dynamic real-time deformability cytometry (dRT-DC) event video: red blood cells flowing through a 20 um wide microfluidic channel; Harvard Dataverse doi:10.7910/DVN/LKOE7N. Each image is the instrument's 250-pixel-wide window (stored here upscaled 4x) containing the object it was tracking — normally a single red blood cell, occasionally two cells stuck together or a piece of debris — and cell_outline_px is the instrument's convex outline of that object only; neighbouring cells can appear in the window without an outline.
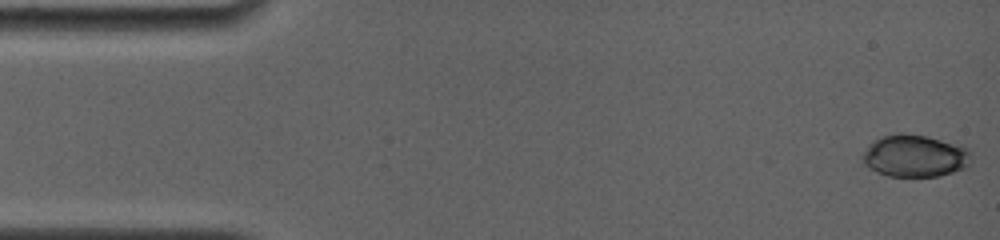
{"species": "common noctule bat (a hibernating species)", "species_latin": "Nyctalus noctula", "temperature_condition": "room temperature", "stored_images_in_passage": 52, "camera_frame_rate_fps": 4000, "um_per_image_px": 0.085, "animal": {"sex": "female", "body_mass_g": 19.0, "forearm_length_mm": 56.7}, "frame": {"image": 1, "passage_image": 1, "time_ms": 0.0, "image_size_px": [1000, 240], "cell_outline_px": [[972, 160], [968, 168], [940, 176], [888, 176], [876, 172], [868, 168], [864, 164], [860, 156], [872, 140], [880, 136], [896, 132], [928, 136], [968, 148], [972, 152]], "centroid_in_image_um": [77.76, 13.25], "position_along_channel_um": 7.2, "area_um2": 27.34}}
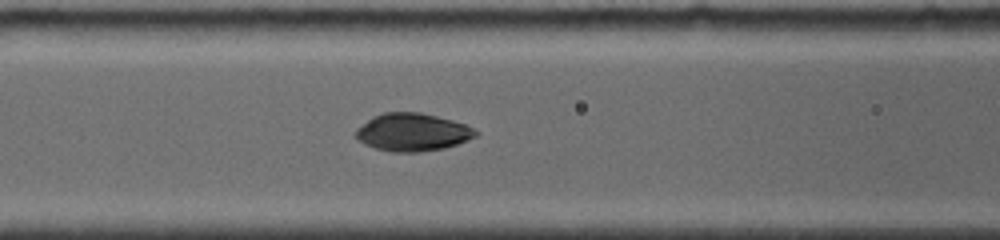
{"frame": {"image": 2, "passage_image": 20, "time_ms": 6.5, "image_size_px": [1000, 240], "cell_outline_px": [[480, 132], [476, 136], [468, 140], [444, 148], [420, 152], [392, 152], [376, 148], [364, 144], [356, 140], [352, 136], [356, 128], [372, 116], [384, 112], [420, 112], [452, 120], [464, 124]], "centroid_in_image_um": [35.0, 11.24], "position_along_channel_um": 131.6, "area_um2": 26.65}}
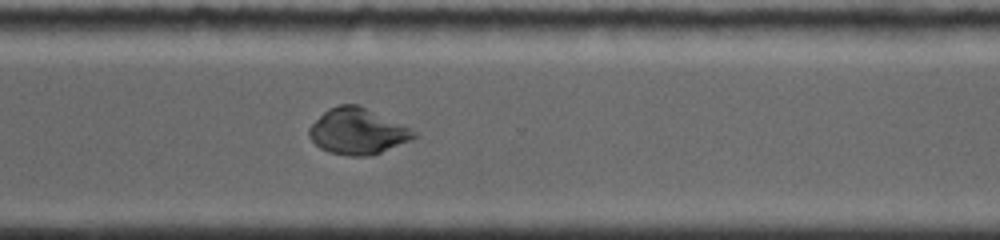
{"frame": {"image": 3, "passage_image": 46, "time_ms": 12.0, "image_size_px": [1000, 240], "cell_outline_px": [[420, 136], [372, 156], [348, 156], [328, 152], [320, 148], [308, 136], [308, 128], [328, 108], [340, 104], [360, 104], [416, 132]], "centroid_in_image_um": [30.37, 11.17], "position_along_channel_um": 340.2, "area_um2": 28.03}, "authors_computed_cell_mechanics": {"area_um2": 26.4724, "velocity_mm_per_s": 3.7995, "shape_relaxation_time_tau1_ms": 6.2596, "shape_relaxation_time_tau2_ms": null, "deformation_change_tau1": 0.165, "deformation_change_tau2": null}}